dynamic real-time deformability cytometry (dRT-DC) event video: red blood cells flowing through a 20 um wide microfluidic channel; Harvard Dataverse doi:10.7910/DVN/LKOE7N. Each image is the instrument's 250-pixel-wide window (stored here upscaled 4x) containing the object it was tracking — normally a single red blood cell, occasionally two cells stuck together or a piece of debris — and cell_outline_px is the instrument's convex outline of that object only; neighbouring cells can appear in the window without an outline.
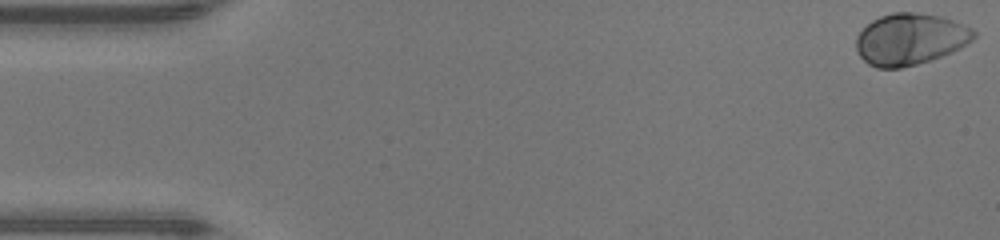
{"species": "human", "species_latin": "Homo sapiens", "temperature_condition": "warm", "stored_images_in_passage": 47, "camera_frame_rate_fps": 3000, "um_per_image_px": 0.085, "donor": {"sex": "male"}, "frame": {"image": 1, "passage_image": 1, "time_ms": 0.0, "image_size_px": [1000, 240], "cell_outline_px": [[976, 36], [968, 44], [940, 56], [916, 64], [900, 68], [876, 68], [868, 64], [860, 56], [856, 48], [856, 36], [872, 20], [880, 16], [892, 12], [916, 12], [944, 16], [972, 28], [976, 32]], "centroid_in_image_um": [77.36, 3.31], "position_along_channel_um": 7.6, "area_um2": 35.32}}
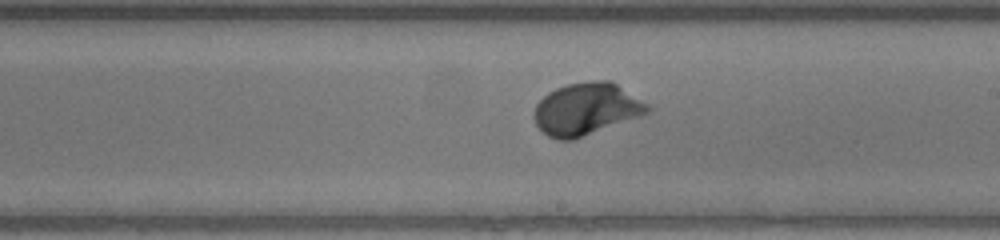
{"frame": {"image": 2, "passage_image": 27, "time_ms": 8.667, "image_size_px": [1000, 240], "cell_outline_px": [[652, 108], [648, 112], [640, 116], [572, 140], [560, 140], [548, 136], [536, 124], [532, 116], [536, 104], [548, 92], [556, 88], [568, 84], [592, 80], [608, 80], [616, 84], [648, 104]], "centroid_in_image_um": [49.81, 9.26], "position_along_channel_um": 239.2, "area_um2": 34.16}}
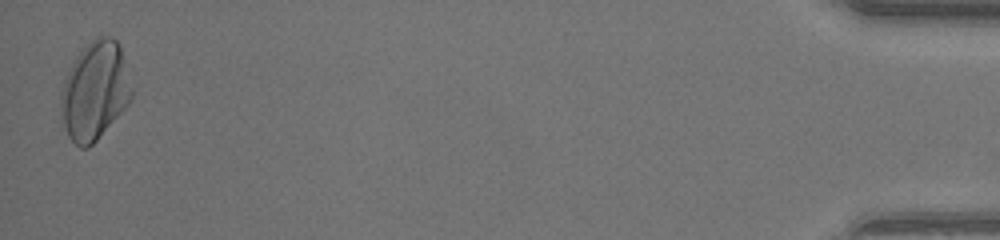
{"frame": {"image": 3, "passage_image": 47, "time_ms": 15.333, "image_size_px": [1000, 240], "cell_outline_px": [[132, 100], [96, 140], [88, 148], [80, 148], [68, 136], [64, 124], [60, 104], [60, 92], [64, 80], [76, 56], [96, 36], [112, 36], [120, 44], [132, 88]], "centroid_in_image_um": [8.07, 7.71], "position_along_channel_um": 427.1, "area_um2": 40.23}, "authors_computed_cell_mechanics": {"area_um2": 33.6974, "velocity_mm_per_s": 4.353, "shape_relaxation_time_tau1_ms": 1.6825, "shape_relaxation_time_tau2_ms": null, "deformation_change_tau1": 0.1449, "deformation_change_tau2": null}}